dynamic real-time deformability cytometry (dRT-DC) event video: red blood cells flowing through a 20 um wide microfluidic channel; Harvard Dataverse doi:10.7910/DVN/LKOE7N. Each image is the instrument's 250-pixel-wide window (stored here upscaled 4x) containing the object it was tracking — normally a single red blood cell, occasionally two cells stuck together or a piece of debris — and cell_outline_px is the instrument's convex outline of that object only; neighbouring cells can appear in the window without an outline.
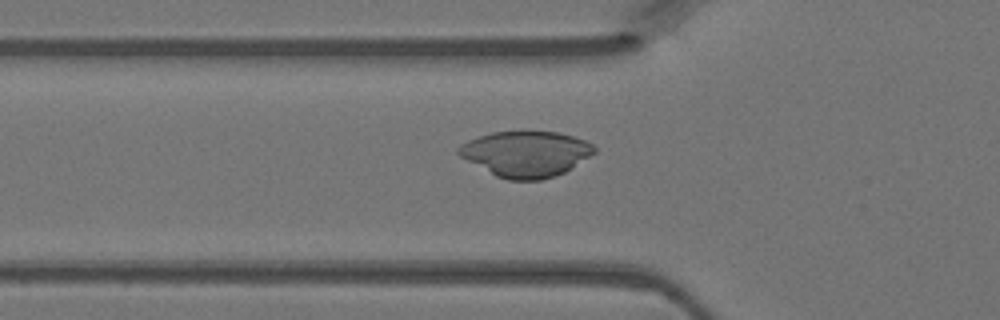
{"species": "Egyptian fruit bat (a non-hibernating species)", "species_latin": "Rousettus aegyptiacus", "temperature_condition": "warm", "stored_images_in_passage": 34, "camera_frame_rate_fps": 3000, "um_per_image_px": 0.085, "animal": {"sex": "female"}, "frame": {"image": 1, "passage_image": 3, "time_ms": 0.667, "image_size_px": [1000, 320], "cell_outline_px": [[596, 152], [564, 172], [556, 176], [540, 180], [508, 180], [496, 176], [460, 156], [456, 152], [456, 148], [460, 144], [468, 140], [492, 132], [520, 128], [556, 132], [572, 136], [584, 140], [592, 144], [596, 148]], "centroid_in_image_um": [44.68, 13.03], "position_along_channel_um": 81.1, "area_um2": 36.76}}
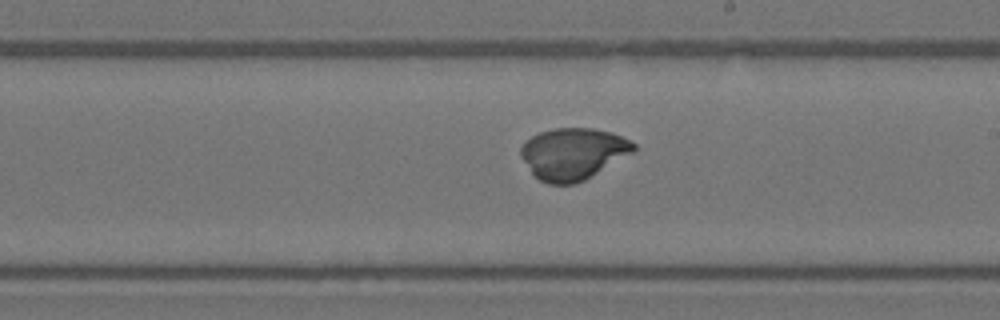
{"frame": {"image": 2, "passage_image": 14, "time_ms": 4.333, "image_size_px": [1000, 320], "cell_outline_px": [[636, 148], [632, 152], [584, 180], [576, 184], [548, 184], [540, 180], [532, 172], [520, 156], [520, 148], [532, 136], [540, 132], [556, 128], [592, 128], [612, 132], [636, 144]], "centroid_in_image_um": [48.69, 13.06], "position_along_channel_um": 240.3, "area_um2": 33.47}}
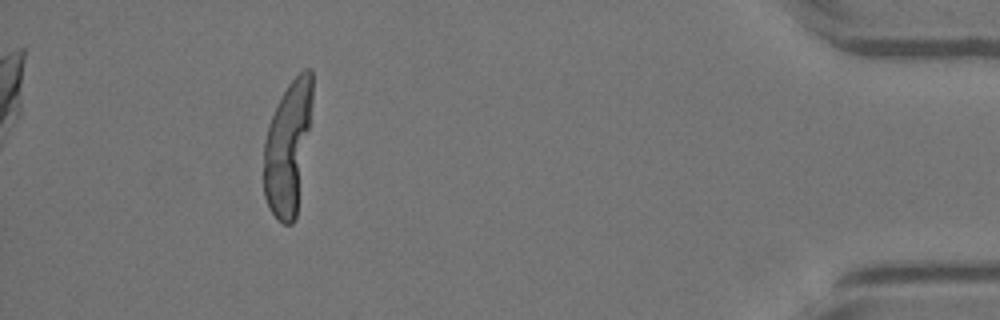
{"frame": {"image": 3, "passage_image": 30, "time_ms": 9.667, "image_size_px": [1000, 320], "cell_outline_px": [[312, 104], [296, 216], [292, 224], [284, 224], [276, 220], [268, 208], [264, 196], [264, 140], [268, 124], [288, 84], [304, 68], [312, 68]], "centroid_in_image_um": [24.45, 12.58], "position_along_channel_um": 410.8, "area_um2": 37.28}}